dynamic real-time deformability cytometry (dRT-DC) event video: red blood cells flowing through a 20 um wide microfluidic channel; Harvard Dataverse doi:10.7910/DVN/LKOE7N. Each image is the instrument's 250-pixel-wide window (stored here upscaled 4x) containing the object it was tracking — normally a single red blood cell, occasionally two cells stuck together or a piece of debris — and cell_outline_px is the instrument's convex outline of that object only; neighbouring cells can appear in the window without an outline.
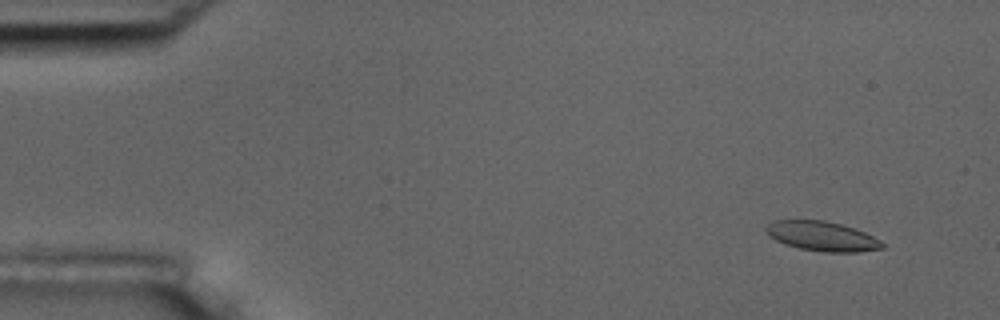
{"species": "common noctule bat (a hibernating species)", "species_latin": "Nyctalus noctula", "temperature_condition": "room temperature", "stored_images_in_passage": 56, "camera_frame_rate_fps": 3000, "um_per_image_px": 0.085, "animal": {"sex": "male", "body_mass_g": 17.5, "forearm_length_mm": 52.3}, "frame": {"image": 1, "passage_image": 5, "time_ms": 1.333, "image_size_px": [1000, 320], "cell_outline_px": [[884, 248], [856, 252], [824, 252], [800, 248], [784, 244], [768, 236], [764, 228], [772, 220], [824, 220], [856, 228], [880, 240], [884, 244]], "centroid_in_image_um": [69.85, 20.07], "position_along_channel_um": 15.2, "area_um2": 20.11}}
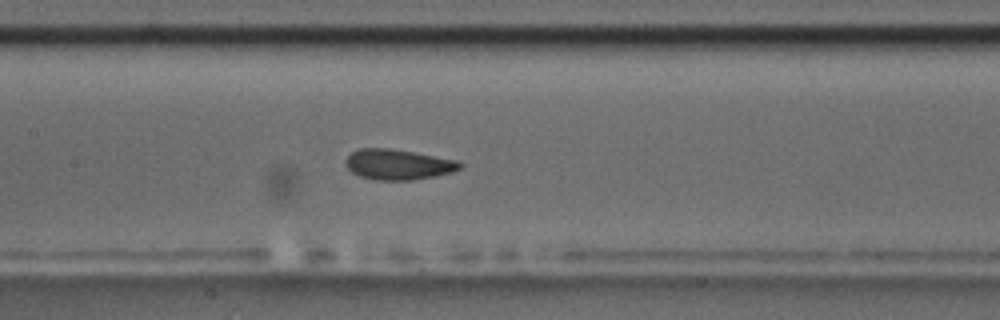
{"frame": {"image": 2, "passage_image": 27, "time_ms": 8.667, "image_size_px": [1000, 320], "cell_outline_px": [[464, 164], [460, 168], [452, 172], [412, 180], [376, 180], [360, 176], [352, 172], [348, 168], [344, 160], [352, 152], [360, 148], [392, 148], [460, 160]], "centroid_in_image_um": [33.86, 13.97], "position_along_channel_um": 173.5, "area_um2": 20.35}}
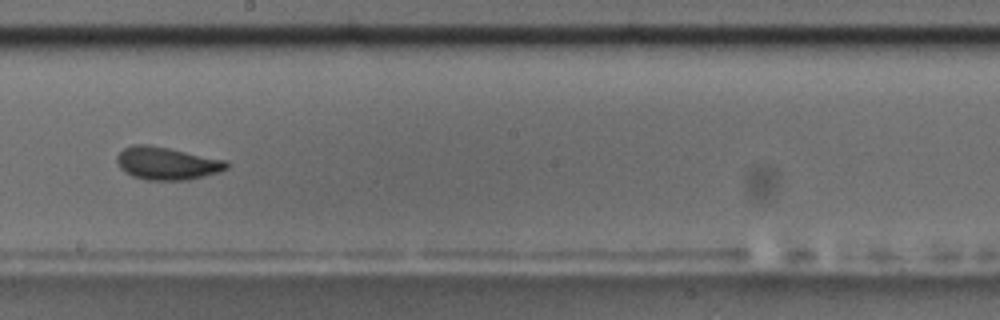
{"frame": {"image": 3, "passage_image": 32, "time_ms": 10.333, "image_size_px": [1000, 320], "cell_outline_px": [[228, 168], [220, 172], [188, 180], [148, 180], [132, 176], [120, 168], [116, 164], [116, 156], [124, 148], [132, 144], [148, 144], [228, 160]], "centroid_in_image_um": [14.18, 13.88], "position_along_channel_um": 234.0, "area_um2": 21.1}, "authors_computed_cell_mechanics": {"area_um2": 20.519, "velocity_mm_per_s": 3.6518, "shape_relaxation_time_tau1_ms": 3.054, "shape_relaxation_time_tau2_ms": 1.2254, "deformation_change_tau1": 0.1275, "deformation_change_tau2": 0.0854}}